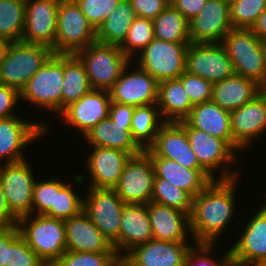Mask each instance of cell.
I'll list each match as a JSON object with an SVG mask.
<instances>
[{
    "instance_id": "cell-1",
    "label": "cell",
    "mask_w": 266,
    "mask_h": 266,
    "mask_svg": "<svg viewBox=\"0 0 266 266\" xmlns=\"http://www.w3.org/2000/svg\"><path fill=\"white\" fill-rule=\"evenodd\" d=\"M239 178L214 180L193 197L189 216L193 243H217L226 227L231 225L237 208Z\"/></svg>"
},
{
    "instance_id": "cell-2",
    "label": "cell",
    "mask_w": 266,
    "mask_h": 266,
    "mask_svg": "<svg viewBox=\"0 0 266 266\" xmlns=\"http://www.w3.org/2000/svg\"><path fill=\"white\" fill-rule=\"evenodd\" d=\"M53 54L52 49L43 44L6 43L0 56V84L21 91Z\"/></svg>"
},
{
    "instance_id": "cell-3",
    "label": "cell",
    "mask_w": 266,
    "mask_h": 266,
    "mask_svg": "<svg viewBox=\"0 0 266 266\" xmlns=\"http://www.w3.org/2000/svg\"><path fill=\"white\" fill-rule=\"evenodd\" d=\"M20 235L28 246L52 266L66 251V232L63 220L45 215H26L17 220Z\"/></svg>"
},
{
    "instance_id": "cell-4",
    "label": "cell",
    "mask_w": 266,
    "mask_h": 266,
    "mask_svg": "<svg viewBox=\"0 0 266 266\" xmlns=\"http://www.w3.org/2000/svg\"><path fill=\"white\" fill-rule=\"evenodd\" d=\"M187 132L190 146L197 156L199 165L215 180H229L241 177L239 171L232 170L238 162L237 154L224 140L193 128L186 120L179 122ZM220 169V170H219ZM217 171L218 175H216ZM215 175V176H214Z\"/></svg>"
},
{
    "instance_id": "cell-5",
    "label": "cell",
    "mask_w": 266,
    "mask_h": 266,
    "mask_svg": "<svg viewBox=\"0 0 266 266\" xmlns=\"http://www.w3.org/2000/svg\"><path fill=\"white\" fill-rule=\"evenodd\" d=\"M221 44L229 56L234 73L266 84L265 55L260 40L250 29H231Z\"/></svg>"
},
{
    "instance_id": "cell-6",
    "label": "cell",
    "mask_w": 266,
    "mask_h": 266,
    "mask_svg": "<svg viewBox=\"0 0 266 266\" xmlns=\"http://www.w3.org/2000/svg\"><path fill=\"white\" fill-rule=\"evenodd\" d=\"M64 55L53 54L20 91V101L37 105L57 116L62 113Z\"/></svg>"
},
{
    "instance_id": "cell-7",
    "label": "cell",
    "mask_w": 266,
    "mask_h": 266,
    "mask_svg": "<svg viewBox=\"0 0 266 266\" xmlns=\"http://www.w3.org/2000/svg\"><path fill=\"white\" fill-rule=\"evenodd\" d=\"M83 63L92 89L109 90L131 60L119 46L93 42L75 54Z\"/></svg>"
},
{
    "instance_id": "cell-8",
    "label": "cell",
    "mask_w": 266,
    "mask_h": 266,
    "mask_svg": "<svg viewBox=\"0 0 266 266\" xmlns=\"http://www.w3.org/2000/svg\"><path fill=\"white\" fill-rule=\"evenodd\" d=\"M97 41V30L74 0H60L57 13L54 54H76Z\"/></svg>"
},
{
    "instance_id": "cell-9",
    "label": "cell",
    "mask_w": 266,
    "mask_h": 266,
    "mask_svg": "<svg viewBox=\"0 0 266 266\" xmlns=\"http://www.w3.org/2000/svg\"><path fill=\"white\" fill-rule=\"evenodd\" d=\"M190 43L166 42L154 38L137 54L132 63L137 64L159 83L177 79L186 71V54Z\"/></svg>"
},
{
    "instance_id": "cell-10",
    "label": "cell",
    "mask_w": 266,
    "mask_h": 266,
    "mask_svg": "<svg viewBox=\"0 0 266 266\" xmlns=\"http://www.w3.org/2000/svg\"><path fill=\"white\" fill-rule=\"evenodd\" d=\"M83 211L113 245L119 256V229L125 203L114 189L86 187Z\"/></svg>"
},
{
    "instance_id": "cell-11",
    "label": "cell",
    "mask_w": 266,
    "mask_h": 266,
    "mask_svg": "<svg viewBox=\"0 0 266 266\" xmlns=\"http://www.w3.org/2000/svg\"><path fill=\"white\" fill-rule=\"evenodd\" d=\"M34 175L28 159L0 164V183L6 203L17 220L32 214Z\"/></svg>"
},
{
    "instance_id": "cell-12",
    "label": "cell",
    "mask_w": 266,
    "mask_h": 266,
    "mask_svg": "<svg viewBox=\"0 0 266 266\" xmlns=\"http://www.w3.org/2000/svg\"><path fill=\"white\" fill-rule=\"evenodd\" d=\"M25 120L18 115L0 119V164L27 159L24 149L37 139H42V136H47L48 123Z\"/></svg>"
},
{
    "instance_id": "cell-13",
    "label": "cell",
    "mask_w": 266,
    "mask_h": 266,
    "mask_svg": "<svg viewBox=\"0 0 266 266\" xmlns=\"http://www.w3.org/2000/svg\"><path fill=\"white\" fill-rule=\"evenodd\" d=\"M155 172L146 151L131 156L113 188L125 204H147L151 201Z\"/></svg>"
},
{
    "instance_id": "cell-14",
    "label": "cell",
    "mask_w": 266,
    "mask_h": 266,
    "mask_svg": "<svg viewBox=\"0 0 266 266\" xmlns=\"http://www.w3.org/2000/svg\"><path fill=\"white\" fill-rule=\"evenodd\" d=\"M90 149L92 152H89L87 163H84L88 169L87 177L84 172L76 174L73 177L74 183L81 187L84 184L90 188L113 189L118 184L123 167L131 156L118 149L104 147H90Z\"/></svg>"
},
{
    "instance_id": "cell-15",
    "label": "cell",
    "mask_w": 266,
    "mask_h": 266,
    "mask_svg": "<svg viewBox=\"0 0 266 266\" xmlns=\"http://www.w3.org/2000/svg\"><path fill=\"white\" fill-rule=\"evenodd\" d=\"M186 71L212 84L234 74L232 62L221 43H190L186 54Z\"/></svg>"
},
{
    "instance_id": "cell-16",
    "label": "cell",
    "mask_w": 266,
    "mask_h": 266,
    "mask_svg": "<svg viewBox=\"0 0 266 266\" xmlns=\"http://www.w3.org/2000/svg\"><path fill=\"white\" fill-rule=\"evenodd\" d=\"M131 64V65H130ZM135 66V69L133 66ZM131 66L133 69L130 70ZM159 82L132 61L124 68L119 79L108 90L111 102L143 106L156 104Z\"/></svg>"
},
{
    "instance_id": "cell-17",
    "label": "cell",
    "mask_w": 266,
    "mask_h": 266,
    "mask_svg": "<svg viewBox=\"0 0 266 266\" xmlns=\"http://www.w3.org/2000/svg\"><path fill=\"white\" fill-rule=\"evenodd\" d=\"M248 218L239 239L230 245L232 262L240 265H266V202Z\"/></svg>"
},
{
    "instance_id": "cell-18",
    "label": "cell",
    "mask_w": 266,
    "mask_h": 266,
    "mask_svg": "<svg viewBox=\"0 0 266 266\" xmlns=\"http://www.w3.org/2000/svg\"><path fill=\"white\" fill-rule=\"evenodd\" d=\"M233 29L228 0H207L198 15L189 21L192 43H221Z\"/></svg>"
},
{
    "instance_id": "cell-19",
    "label": "cell",
    "mask_w": 266,
    "mask_h": 266,
    "mask_svg": "<svg viewBox=\"0 0 266 266\" xmlns=\"http://www.w3.org/2000/svg\"><path fill=\"white\" fill-rule=\"evenodd\" d=\"M109 91L92 89L78 101L71 103L58 116L63 124L79 131L82 137L109 116Z\"/></svg>"
},
{
    "instance_id": "cell-20",
    "label": "cell",
    "mask_w": 266,
    "mask_h": 266,
    "mask_svg": "<svg viewBox=\"0 0 266 266\" xmlns=\"http://www.w3.org/2000/svg\"><path fill=\"white\" fill-rule=\"evenodd\" d=\"M145 151L149 157L168 158L189 169H203L190 146L186 129L179 122H165Z\"/></svg>"
},
{
    "instance_id": "cell-21",
    "label": "cell",
    "mask_w": 266,
    "mask_h": 266,
    "mask_svg": "<svg viewBox=\"0 0 266 266\" xmlns=\"http://www.w3.org/2000/svg\"><path fill=\"white\" fill-rule=\"evenodd\" d=\"M25 2V27L21 41L52 48L55 44L60 0H25Z\"/></svg>"
},
{
    "instance_id": "cell-22",
    "label": "cell",
    "mask_w": 266,
    "mask_h": 266,
    "mask_svg": "<svg viewBox=\"0 0 266 266\" xmlns=\"http://www.w3.org/2000/svg\"><path fill=\"white\" fill-rule=\"evenodd\" d=\"M230 123L234 142L243 151L248 150L257 138L266 134V94L262 91L253 100L231 111Z\"/></svg>"
},
{
    "instance_id": "cell-23",
    "label": "cell",
    "mask_w": 266,
    "mask_h": 266,
    "mask_svg": "<svg viewBox=\"0 0 266 266\" xmlns=\"http://www.w3.org/2000/svg\"><path fill=\"white\" fill-rule=\"evenodd\" d=\"M192 245L152 239L130 250L121 260L124 266H184Z\"/></svg>"
},
{
    "instance_id": "cell-24",
    "label": "cell",
    "mask_w": 266,
    "mask_h": 266,
    "mask_svg": "<svg viewBox=\"0 0 266 266\" xmlns=\"http://www.w3.org/2000/svg\"><path fill=\"white\" fill-rule=\"evenodd\" d=\"M146 208L154 240L190 242L191 239L193 242L188 214L153 201L147 203Z\"/></svg>"
},
{
    "instance_id": "cell-25",
    "label": "cell",
    "mask_w": 266,
    "mask_h": 266,
    "mask_svg": "<svg viewBox=\"0 0 266 266\" xmlns=\"http://www.w3.org/2000/svg\"><path fill=\"white\" fill-rule=\"evenodd\" d=\"M64 224L66 251L116 253L113 245L83 210L78 215L65 220Z\"/></svg>"
},
{
    "instance_id": "cell-26",
    "label": "cell",
    "mask_w": 266,
    "mask_h": 266,
    "mask_svg": "<svg viewBox=\"0 0 266 266\" xmlns=\"http://www.w3.org/2000/svg\"><path fill=\"white\" fill-rule=\"evenodd\" d=\"M185 120L193 128L224 140L236 153L243 151L233 140L230 112L221 108L213 100L194 105Z\"/></svg>"
},
{
    "instance_id": "cell-27",
    "label": "cell",
    "mask_w": 266,
    "mask_h": 266,
    "mask_svg": "<svg viewBox=\"0 0 266 266\" xmlns=\"http://www.w3.org/2000/svg\"><path fill=\"white\" fill-rule=\"evenodd\" d=\"M153 239L146 204H125L119 229V257ZM124 252V253H123Z\"/></svg>"
},
{
    "instance_id": "cell-28",
    "label": "cell",
    "mask_w": 266,
    "mask_h": 266,
    "mask_svg": "<svg viewBox=\"0 0 266 266\" xmlns=\"http://www.w3.org/2000/svg\"><path fill=\"white\" fill-rule=\"evenodd\" d=\"M150 158L155 176L168 180L177 188L189 192L193 197L215 180L204 169H189L168 158Z\"/></svg>"
},
{
    "instance_id": "cell-29",
    "label": "cell",
    "mask_w": 266,
    "mask_h": 266,
    "mask_svg": "<svg viewBox=\"0 0 266 266\" xmlns=\"http://www.w3.org/2000/svg\"><path fill=\"white\" fill-rule=\"evenodd\" d=\"M263 87L250 78L233 74L213 84L212 100L226 111H234L253 100Z\"/></svg>"
},
{
    "instance_id": "cell-30",
    "label": "cell",
    "mask_w": 266,
    "mask_h": 266,
    "mask_svg": "<svg viewBox=\"0 0 266 266\" xmlns=\"http://www.w3.org/2000/svg\"><path fill=\"white\" fill-rule=\"evenodd\" d=\"M130 128L131 126H119L113 123L108 116L82 138L90 145L89 147L118 149L134 156L143 150L133 140Z\"/></svg>"
},
{
    "instance_id": "cell-31",
    "label": "cell",
    "mask_w": 266,
    "mask_h": 266,
    "mask_svg": "<svg viewBox=\"0 0 266 266\" xmlns=\"http://www.w3.org/2000/svg\"><path fill=\"white\" fill-rule=\"evenodd\" d=\"M156 104L165 122L185 120L190 115L194 106L178 78L159 83Z\"/></svg>"
},
{
    "instance_id": "cell-32",
    "label": "cell",
    "mask_w": 266,
    "mask_h": 266,
    "mask_svg": "<svg viewBox=\"0 0 266 266\" xmlns=\"http://www.w3.org/2000/svg\"><path fill=\"white\" fill-rule=\"evenodd\" d=\"M136 18L129 0H121L109 17L97 29V41L120 46Z\"/></svg>"
},
{
    "instance_id": "cell-33",
    "label": "cell",
    "mask_w": 266,
    "mask_h": 266,
    "mask_svg": "<svg viewBox=\"0 0 266 266\" xmlns=\"http://www.w3.org/2000/svg\"><path fill=\"white\" fill-rule=\"evenodd\" d=\"M62 112L92 90L86 69L75 54L64 55L62 82Z\"/></svg>"
},
{
    "instance_id": "cell-34",
    "label": "cell",
    "mask_w": 266,
    "mask_h": 266,
    "mask_svg": "<svg viewBox=\"0 0 266 266\" xmlns=\"http://www.w3.org/2000/svg\"><path fill=\"white\" fill-rule=\"evenodd\" d=\"M164 123L157 104L136 106L130 128L133 140L143 151L147 150Z\"/></svg>"
},
{
    "instance_id": "cell-35",
    "label": "cell",
    "mask_w": 266,
    "mask_h": 266,
    "mask_svg": "<svg viewBox=\"0 0 266 266\" xmlns=\"http://www.w3.org/2000/svg\"><path fill=\"white\" fill-rule=\"evenodd\" d=\"M155 38L166 42H190L189 21L170 4L153 19Z\"/></svg>"
},
{
    "instance_id": "cell-36",
    "label": "cell",
    "mask_w": 266,
    "mask_h": 266,
    "mask_svg": "<svg viewBox=\"0 0 266 266\" xmlns=\"http://www.w3.org/2000/svg\"><path fill=\"white\" fill-rule=\"evenodd\" d=\"M25 11V0H0V38L5 43L21 41Z\"/></svg>"
},
{
    "instance_id": "cell-37",
    "label": "cell",
    "mask_w": 266,
    "mask_h": 266,
    "mask_svg": "<svg viewBox=\"0 0 266 266\" xmlns=\"http://www.w3.org/2000/svg\"><path fill=\"white\" fill-rule=\"evenodd\" d=\"M82 209V196L75 192L71 184L59 180L57 177L55 179L54 207H50L43 215L65 221L78 215Z\"/></svg>"
},
{
    "instance_id": "cell-38",
    "label": "cell",
    "mask_w": 266,
    "mask_h": 266,
    "mask_svg": "<svg viewBox=\"0 0 266 266\" xmlns=\"http://www.w3.org/2000/svg\"><path fill=\"white\" fill-rule=\"evenodd\" d=\"M151 201L178 209L190 216L193 196L186 190L177 188L168 180L155 176Z\"/></svg>"
},
{
    "instance_id": "cell-39",
    "label": "cell",
    "mask_w": 266,
    "mask_h": 266,
    "mask_svg": "<svg viewBox=\"0 0 266 266\" xmlns=\"http://www.w3.org/2000/svg\"><path fill=\"white\" fill-rule=\"evenodd\" d=\"M155 38L153 19L136 17L127 37L119 46L132 61Z\"/></svg>"
},
{
    "instance_id": "cell-40",
    "label": "cell",
    "mask_w": 266,
    "mask_h": 266,
    "mask_svg": "<svg viewBox=\"0 0 266 266\" xmlns=\"http://www.w3.org/2000/svg\"><path fill=\"white\" fill-rule=\"evenodd\" d=\"M230 19L236 29H251L266 8V0H228Z\"/></svg>"
},
{
    "instance_id": "cell-41",
    "label": "cell",
    "mask_w": 266,
    "mask_h": 266,
    "mask_svg": "<svg viewBox=\"0 0 266 266\" xmlns=\"http://www.w3.org/2000/svg\"><path fill=\"white\" fill-rule=\"evenodd\" d=\"M215 245L217 246L216 243H194L186 254L184 266H229L232 263L230 247L218 261L213 255Z\"/></svg>"
},
{
    "instance_id": "cell-42",
    "label": "cell",
    "mask_w": 266,
    "mask_h": 266,
    "mask_svg": "<svg viewBox=\"0 0 266 266\" xmlns=\"http://www.w3.org/2000/svg\"><path fill=\"white\" fill-rule=\"evenodd\" d=\"M119 260L117 253L65 251L52 266H114Z\"/></svg>"
},
{
    "instance_id": "cell-43",
    "label": "cell",
    "mask_w": 266,
    "mask_h": 266,
    "mask_svg": "<svg viewBox=\"0 0 266 266\" xmlns=\"http://www.w3.org/2000/svg\"><path fill=\"white\" fill-rule=\"evenodd\" d=\"M5 266H47L45 262L28 246L20 233L8 245L7 264Z\"/></svg>"
},
{
    "instance_id": "cell-44",
    "label": "cell",
    "mask_w": 266,
    "mask_h": 266,
    "mask_svg": "<svg viewBox=\"0 0 266 266\" xmlns=\"http://www.w3.org/2000/svg\"><path fill=\"white\" fill-rule=\"evenodd\" d=\"M86 19L98 27L109 17L121 0H74Z\"/></svg>"
},
{
    "instance_id": "cell-45",
    "label": "cell",
    "mask_w": 266,
    "mask_h": 266,
    "mask_svg": "<svg viewBox=\"0 0 266 266\" xmlns=\"http://www.w3.org/2000/svg\"><path fill=\"white\" fill-rule=\"evenodd\" d=\"M178 79L193 105L212 100L213 84L204 78L185 71Z\"/></svg>"
},
{
    "instance_id": "cell-46",
    "label": "cell",
    "mask_w": 266,
    "mask_h": 266,
    "mask_svg": "<svg viewBox=\"0 0 266 266\" xmlns=\"http://www.w3.org/2000/svg\"><path fill=\"white\" fill-rule=\"evenodd\" d=\"M55 178L37 180L33 188L32 214L43 215L50 207H54Z\"/></svg>"
},
{
    "instance_id": "cell-47",
    "label": "cell",
    "mask_w": 266,
    "mask_h": 266,
    "mask_svg": "<svg viewBox=\"0 0 266 266\" xmlns=\"http://www.w3.org/2000/svg\"><path fill=\"white\" fill-rule=\"evenodd\" d=\"M20 100V91L14 87L0 84V119L9 118L15 114V107Z\"/></svg>"
},
{
    "instance_id": "cell-48",
    "label": "cell",
    "mask_w": 266,
    "mask_h": 266,
    "mask_svg": "<svg viewBox=\"0 0 266 266\" xmlns=\"http://www.w3.org/2000/svg\"><path fill=\"white\" fill-rule=\"evenodd\" d=\"M136 17L156 18L170 3L167 0H129Z\"/></svg>"
},
{
    "instance_id": "cell-49",
    "label": "cell",
    "mask_w": 266,
    "mask_h": 266,
    "mask_svg": "<svg viewBox=\"0 0 266 266\" xmlns=\"http://www.w3.org/2000/svg\"><path fill=\"white\" fill-rule=\"evenodd\" d=\"M135 106L111 102L109 107V118L119 126H131L132 115Z\"/></svg>"
},
{
    "instance_id": "cell-50",
    "label": "cell",
    "mask_w": 266,
    "mask_h": 266,
    "mask_svg": "<svg viewBox=\"0 0 266 266\" xmlns=\"http://www.w3.org/2000/svg\"><path fill=\"white\" fill-rule=\"evenodd\" d=\"M206 1L207 0H172L170 5L190 21L199 14Z\"/></svg>"
},
{
    "instance_id": "cell-51",
    "label": "cell",
    "mask_w": 266,
    "mask_h": 266,
    "mask_svg": "<svg viewBox=\"0 0 266 266\" xmlns=\"http://www.w3.org/2000/svg\"><path fill=\"white\" fill-rule=\"evenodd\" d=\"M19 233L17 225L0 228V266L7 264L8 245Z\"/></svg>"
},
{
    "instance_id": "cell-52",
    "label": "cell",
    "mask_w": 266,
    "mask_h": 266,
    "mask_svg": "<svg viewBox=\"0 0 266 266\" xmlns=\"http://www.w3.org/2000/svg\"><path fill=\"white\" fill-rule=\"evenodd\" d=\"M14 225H17V219L9 211L3 187L0 183V228H8Z\"/></svg>"
},
{
    "instance_id": "cell-53",
    "label": "cell",
    "mask_w": 266,
    "mask_h": 266,
    "mask_svg": "<svg viewBox=\"0 0 266 266\" xmlns=\"http://www.w3.org/2000/svg\"><path fill=\"white\" fill-rule=\"evenodd\" d=\"M260 40L266 38V8L259 15L255 24L250 29Z\"/></svg>"
},
{
    "instance_id": "cell-54",
    "label": "cell",
    "mask_w": 266,
    "mask_h": 266,
    "mask_svg": "<svg viewBox=\"0 0 266 266\" xmlns=\"http://www.w3.org/2000/svg\"><path fill=\"white\" fill-rule=\"evenodd\" d=\"M262 45H263V49H264L265 65H266V38L262 40Z\"/></svg>"
},
{
    "instance_id": "cell-55",
    "label": "cell",
    "mask_w": 266,
    "mask_h": 266,
    "mask_svg": "<svg viewBox=\"0 0 266 266\" xmlns=\"http://www.w3.org/2000/svg\"><path fill=\"white\" fill-rule=\"evenodd\" d=\"M5 44L6 43L0 38V56H1V53L3 51V48H4Z\"/></svg>"
},
{
    "instance_id": "cell-56",
    "label": "cell",
    "mask_w": 266,
    "mask_h": 266,
    "mask_svg": "<svg viewBox=\"0 0 266 266\" xmlns=\"http://www.w3.org/2000/svg\"><path fill=\"white\" fill-rule=\"evenodd\" d=\"M229 266H253V265H240V264L232 262Z\"/></svg>"
},
{
    "instance_id": "cell-57",
    "label": "cell",
    "mask_w": 266,
    "mask_h": 266,
    "mask_svg": "<svg viewBox=\"0 0 266 266\" xmlns=\"http://www.w3.org/2000/svg\"><path fill=\"white\" fill-rule=\"evenodd\" d=\"M114 266H124L122 260L120 259Z\"/></svg>"
},
{
    "instance_id": "cell-58",
    "label": "cell",
    "mask_w": 266,
    "mask_h": 266,
    "mask_svg": "<svg viewBox=\"0 0 266 266\" xmlns=\"http://www.w3.org/2000/svg\"><path fill=\"white\" fill-rule=\"evenodd\" d=\"M263 92L266 94V84L263 86Z\"/></svg>"
}]
</instances>
